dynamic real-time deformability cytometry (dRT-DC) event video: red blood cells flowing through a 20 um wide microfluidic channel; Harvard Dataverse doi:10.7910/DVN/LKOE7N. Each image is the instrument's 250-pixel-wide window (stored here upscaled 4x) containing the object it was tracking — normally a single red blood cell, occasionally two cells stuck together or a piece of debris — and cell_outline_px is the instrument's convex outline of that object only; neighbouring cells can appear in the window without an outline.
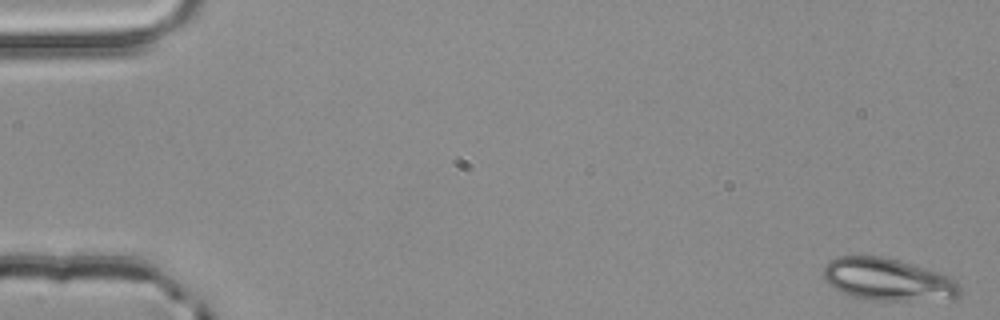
{"species": "common noctule bat (a hibernating species)", "species_latin": "Nyctalus noctula", "temperature_condition": "room temperature", "stored_images_in_passage": 5, "camera_frame_rate_fps": 3000, "um_per_image_px": 0.085, "animal": {"sex": "male", "body_mass_g": 20.4}, "frame": {"image": 1, "passage_image": 1, "time_ms": 0.0, "image_size_px": [1000, 320], "cell_outline_px": [[960, 296], [956, 300], [868, 300], [852, 296], [840, 292], [824, 280], [824, 268], [828, 260], [836, 256], [880, 256], [896, 260], [940, 272], [956, 280], [960, 284]], "centroid_in_image_um": [75.5, 23.78], "position_along_channel_um": 9.5, "area_um2": 33.99}}